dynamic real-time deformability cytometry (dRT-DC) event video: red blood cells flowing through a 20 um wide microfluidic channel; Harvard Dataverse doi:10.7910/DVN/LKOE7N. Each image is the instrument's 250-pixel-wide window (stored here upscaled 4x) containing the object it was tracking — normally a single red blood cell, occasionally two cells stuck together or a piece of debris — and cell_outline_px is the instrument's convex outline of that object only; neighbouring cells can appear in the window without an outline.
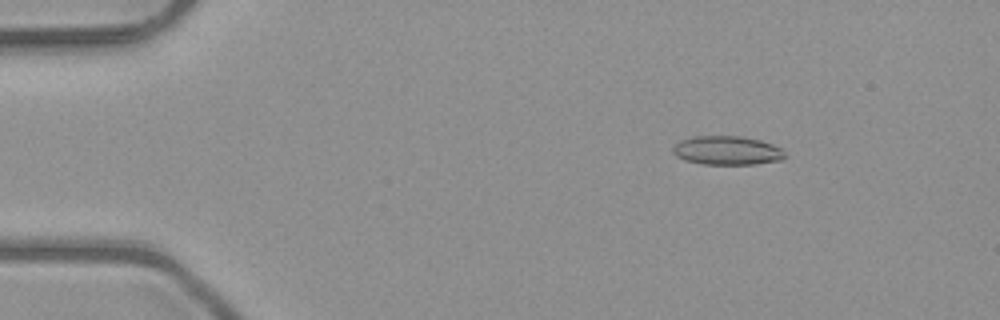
{"species": "common noctule bat (a hibernating species)", "species_latin": "Nyctalus noctula", "temperature_condition": "room temperature", "stored_images_in_passage": 46, "camera_frame_rate_fps": 3000, "um_per_image_px": 0.085, "animal": {"sex": "male", "body_mass_g": 23.1, "forearm_length_mm": 52.7}, "frame": {"image": 1, "passage_image": 2, "time_ms": 0.333, "image_size_px": [1000, 320], "cell_outline_px": [[784, 156], [780, 160], [756, 164], [700, 164], [684, 160], [676, 156], [672, 152], [672, 148], [680, 140], [692, 136], [740, 136], [760, 140], [772, 144], [780, 148], [784, 152]], "centroid_in_image_um": [61.75, 12.79], "position_along_channel_um": 23.2, "area_um2": 18.84}}
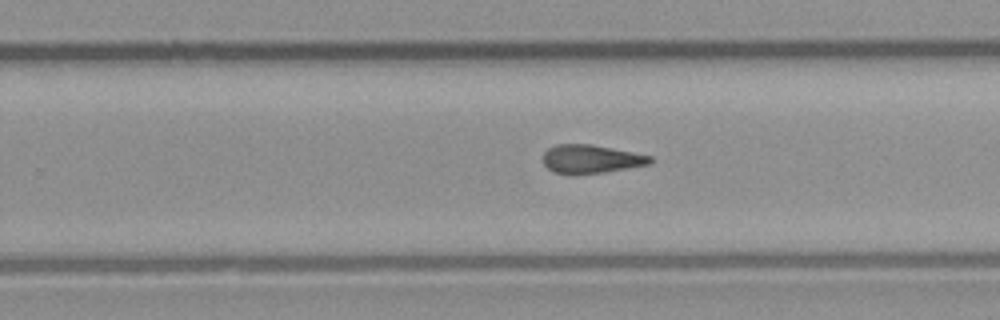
{"frame": {"image": 2, "passage_image": 27, "time_ms": 8.667, "image_size_px": [1000, 320], "cell_outline_px": [[656, 160], [652, 164], [604, 172], [572, 176], [568, 176], [552, 172], [544, 164], [544, 152], [548, 148], [556, 144], [592, 144], [652, 156]], "centroid_in_image_um": [50.24, 13.54], "position_along_channel_um": 279.6, "area_um2": 18.26}}
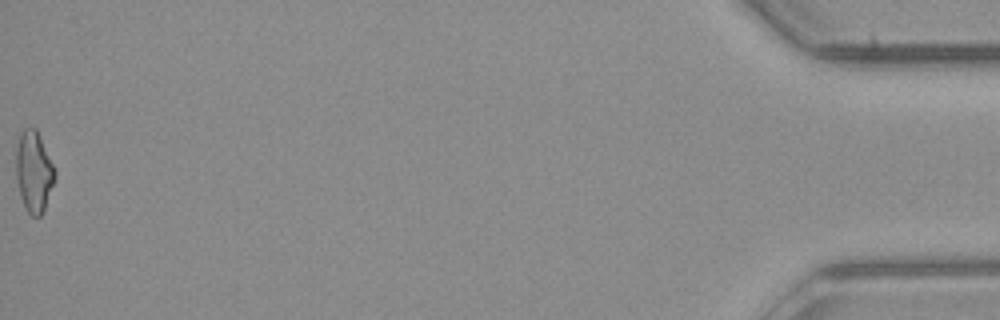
{"frame": {"image": 3, "passage_image": 46, "time_ms": 15.0, "image_size_px": [1000, 320], "cell_outline_px": [[56, 176], [44, 212], [40, 216], [32, 216], [28, 212], [20, 196], [16, 176], [16, 148], [20, 132], [24, 128], [36, 128], [56, 168]], "centroid_in_image_um": [2.89, 14.58], "position_along_channel_um": 432.3, "area_um2": 18.55}, "authors_computed_cell_mechanics": {"area_um2": 18.207, "velocity_mm_per_s": 4.0764, "shape_relaxation_time_tau1_ms": null, "shape_relaxation_time_tau2_ms": 5.0457, "deformation_change_tau1": null, "deformation_change_tau2": 0.1569}}